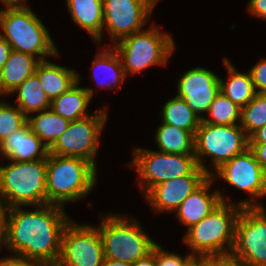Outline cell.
I'll list each match as a JSON object with an SVG mask.
<instances>
[{
  "mask_svg": "<svg viewBox=\"0 0 266 266\" xmlns=\"http://www.w3.org/2000/svg\"><path fill=\"white\" fill-rule=\"evenodd\" d=\"M249 143H265L266 144V124L255 131L249 137Z\"/></svg>",
  "mask_w": 266,
  "mask_h": 266,
  "instance_id": "obj_41",
  "label": "cell"
},
{
  "mask_svg": "<svg viewBox=\"0 0 266 266\" xmlns=\"http://www.w3.org/2000/svg\"><path fill=\"white\" fill-rule=\"evenodd\" d=\"M104 49L101 51L102 53H97L95 57V61L92 60V68L95 69L93 74V78L97 81L98 84L102 87L103 85L106 88H115L118 84L120 85L126 78V74L122 65L121 58L116 50H113V47L110 46L109 48H105V45L103 46ZM98 69L99 74L100 72L106 75V79H109L108 82L104 79H101L103 81H100V75H98V72L96 71ZM105 72V73H104ZM99 79V80H98ZM120 82V83H119Z\"/></svg>",
  "mask_w": 266,
  "mask_h": 266,
  "instance_id": "obj_26",
  "label": "cell"
},
{
  "mask_svg": "<svg viewBox=\"0 0 266 266\" xmlns=\"http://www.w3.org/2000/svg\"><path fill=\"white\" fill-rule=\"evenodd\" d=\"M241 209L238 204L221 202L209 215L188 228L183 241L198 261L230 257L235 243L236 219Z\"/></svg>",
  "mask_w": 266,
  "mask_h": 266,
  "instance_id": "obj_2",
  "label": "cell"
},
{
  "mask_svg": "<svg viewBox=\"0 0 266 266\" xmlns=\"http://www.w3.org/2000/svg\"><path fill=\"white\" fill-rule=\"evenodd\" d=\"M97 111L94 115L71 121L68 128L49 148L50 154L77 157L89 161L96 168L99 137L107 120V111Z\"/></svg>",
  "mask_w": 266,
  "mask_h": 266,
  "instance_id": "obj_11",
  "label": "cell"
},
{
  "mask_svg": "<svg viewBox=\"0 0 266 266\" xmlns=\"http://www.w3.org/2000/svg\"><path fill=\"white\" fill-rule=\"evenodd\" d=\"M20 207L9 208L5 247L16 256L55 266L61 253L64 230L71 221L64 207L38 205L34 211Z\"/></svg>",
  "mask_w": 266,
  "mask_h": 266,
  "instance_id": "obj_1",
  "label": "cell"
},
{
  "mask_svg": "<svg viewBox=\"0 0 266 266\" xmlns=\"http://www.w3.org/2000/svg\"><path fill=\"white\" fill-rule=\"evenodd\" d=\"M0 266H48L40 260H32L20 256H12L0 259Z\"/></svg>",
  "mask_w": 266,
  "mask_h": 266,
  "instance_id": "obj_34",
  "label": "cell"
},
{
  "mask_svg": "<svg viewBox=\"0 0 266 266\" xmlns=\"http://www.w3.org/2000/svg\"><path fill=\"white\" fill-rule=\"evenodd\" d=\"M198 260L189 253L186 257L165 251L160 245H156L157 266H194Z\"/></svg>",
  "mask_w": 266,
  "mask_h": 266,
  "instance_id": "obj_32",
  "label": "cell"
},
{
  "mask_svg": "<svg viewBox=\"0 0 266 266\" xmlns=\"http://www.w3.org/2000/svg\"><path fill=\"white\" fill-rule=\"evenodd\" d=\"M40 61L28 54L12 50L0 71V95H10L25 79L35 73Z\"/></svg>",
  "mask_w": 266,
  "mask_h": 266,
  "instance_id": "obj_19",
  "label": "cell"
},
{
  "mask_svg": "<svg viewBox=\"0 0 266 266\" xmlns=\"http://www.w3.org/2000/svg\"><path fill=\"white\" fill-rule=\"evenodd\" d=\"M213 180L214 178L210 176L175 210V212L177 211V218L188 228L209 215L218 204L225 202V198L220 191L216 190L209 194L208 191Z\"/></svg>",
  "mask_w": 266,
  "mask_h": 266,
  "instance_id": "obj_18",
  "label": "cell"
},
{
  "mask_svg": "<svg viewBox=\"0 0 266 266\" xmlns=\"http://www.w3.org/2000/svg\"><path fill=\"white\" fill-rule=\"evenodd\" d=\"M119 215L102 216L98 230L103 242L105 258L134 263L147 256L157 245L143 231L134 218ZM133 220V221H132Z\"/></svg>",
  "mask_w": 266,
  "mask_h": 266,
  "instance_id": "obj_6",
  "label": "cell"
},
{
  "mask_svg": "<svg viewBox=\"0 0 266 266\" xmlns=\"http://www.w3.org/2000/svg\"><path fill=\"white\" fill-rule=\"evenodd\" d=\"M158 0H103L104 27L113 43L142 31Z\"/></svg>",
  "mask_w": 266,
  "mask_h": 266,
  "instance_id": "obj_14",
  "label": "cell"
},
{
  "mask_svg": "<svg viewBox=\"0 0 266 266\" xmlns=\"http://www.w3.org/2000/svg\"><path fill=\"white\" fill-rule=\"evenodd\" d=\"M162 116V123L190 131L193 135H195L202 120L185 100L178 96L169 99L164 104Z\"/></svg>",
  "mask_w": 266,
  "mask_h": 266,
  "instance_id": "obj_28",
  "label": "cell"
},
{
  "mask_svg": "<svg viewBox=\"0 0 266 266\" xmlns=\"http://www.w3.org/2000/svg\"><path fill=\"white\" fill-rule=\"evenodd\" d=\"M0 36L12 50L46 61L47 55L58 56V50L47 28L28 7L6 8L0 11Z\"/></svg>",
  "mask_w": 266,
  "mask_h": 266,
  "instance_id": "obj_4",
  "label": "cell"
},
{
  "mask_svg": "<svg viewBox=\"0 0 266 266\" xmlns=\"http://www.w3.org/2000/svg\"><path fill=\"white\" fill-rule=\"evenodd\" d=\"M224 65L227 66V82L219 79L220 91L239 107L246 106L257 94L250 72L240 73L236 71L230 61L224 57Z\"/></svg>",
  "mask_w": 266,
  "mask_h": 266,
  "instance_id": "obj_23",
  "label": "cell"
},
{
  "mask_svg": "<svg viewBox=\"0 0 266 266\" xmlns=\"http://www.w3.org/2000/svg\"><path fill=\"white\" fill-rule=\"evenodd\" d=\"M73 21L100 43L103 38V0H67Z\"/></svg>",
  "mask_w": 266,
  "mask_h": 266,
  "instance_id": "obj_21",
  "label": "cell"
},
{
  "mask_svg": "<svg viewBox=\"0 0 266 266\" xmlns=\"http://www.w3.org/2000/svg\"><path fill=\"white\" fill-rule=\"evenodd\" d=\"M249 148L253 151L258 163L266 171V144L249 143Z\"/></svg>",
  "mask_w": 266,
  "mask_h": 266,
  "instance_id": "obj_36",
  "label": "cell"
},
{
  "mask_svg": "<svg viewBox=\"0 0 266 266\" xmlns=\"http://www.w3.org/2000/svg\"><path fill=\"white\" fill-rule=\"evenodd\" d=\"M204 264L205 266H246L244 263L234 260L231 257L206 259L204 260Z\"/></svg>",
  "mask_w": 266,
  "mask_h": 266,
  "instance_id": "obj_38",
  "label": "cell"
},
{
  "mask_svg": "<svg viewBox=\"0 0 266 266\" xmlns=\"http://www.w3.org/2000/svg\"><path fill=\"white\" fill-rule=\"evenodd\" d=\"M208 113L211 118L203 116L202 121L212 125H236L241 121V107L233 103L221 91L215 96Z\"/></svg>",
  "mask_w": 266,
  "mask_h": 266,
  "instance_id": "obj_29",
  "label": "cell"
},
{
  "mask_svg": "<svg viewBox=\"0 0 266 266\" xmlns=\"http://www.w3.org/2000/svg\"><path fill=\"white\" fill-rule=\"evenodd\" d=\"M209 177L210 175L199 167L191 175L153 186L143 197L150 202L152 209L156 212L167 211L171 213Z\"/></svg>",
  "mask_w": 266,
  "mask_h": 266,
  "instance_id": "obj_16",
  "label": "cell"
},
{
  "mask_svg": "<svg viewBox=\"0 0 266 266\" xmlns=\"http://www.w3.org/2000/svg\"><path fill=\"white\" fill-rule=\"evenodd\" d=\"M155 139L159 152L194 155V135L190 131L162 123L157 128Z\"/></svg>",
  "mask_w": 266,
  "mask_h": 266,
  "instance_id": "obj_24",
  "label": "cell"
},
{
  "mask_svg": "<svg viewBox=\"0 0 266 266\" xmlns=\"http://www.w3.org/2000/svg\"><path fill=\"white\" fill-rule=\"evenodd\" d=\"M17 92L16 105L27 117L29 113L50 109L51 100L42 89L35 73L25 79L11 94Z\"/></svg>",
  "mask_w": 266,
  "mask_h": 266,
  "instance_id": "obj_25",
  "label": "cell"
},
{
  "mask_svg": "<svg viewBox=\"0 0 266 266\" xmlns=\"http://www.w3.org/2000/svg\"><path fill=\"white\" fill-rule=\"evenodd\" d=\"M216 175L223 178L230 185L251 195L252 199L240 201L239 206L242 208L263 207L255 200L258 197L266 196V171L258 163L250 148L223 163L210 176L214 178Z\"/></svg>",
  "mask_w": 266,
  "mask_h": 266,
  "instance_id": "obj_13",
  "label": "cell"
},
{
  "mask_svg": "<svg viewBox=\"0 0 266 266\" xmlns=\"http://www.w3.org/2000/svg\"><path fill=\"white\" fill-rule=\"evenodd\" d=\"M42 89L52 101L68 91L79 79V74L74 70L53 64L49 61L40 62L35 70Z\"/></svg>",
  "mask_w": 266,
  "mask_h": 266,
  "instance_id": "obj_20",
  "label": "cell"
},
{
  "mask_svg": "<svg viewBox=\"0 0 266 266\" xmlns=\"http://www.w3.org/2000/svg\"><path fill=\"white\" fill-rule=\"evenodd\" d=\"M0 1H2L6 5V8H16V7H26V5L22 3H26L25 1L27 0H0Z\"/></svg>",
  "mask_w": 266,
  "mask_h": 266,
  "instance_id": "obj_42",
  "label": "cell"
},
{
  "mask_svg": "<svg viewBox=\"0 0 266 266\" xmlns=\"http://www.w3.org/2000/svg\"><path fill=\"white\" fill-rule=\"evenodd\" d=\"M96 168L87 160L48 154L47 204L63 207L87 195L96 183Z\"/></svg>",
  "mask_w": 266,
  "mask_h": 266,
  "instance_id": "obj_3",
  "label": "cell"
},
{
  "mask_svg": "<svg viewBox=\"0 0 266 266\" xmlns=\"http://www.w3.org/2000/svg\"><path fill=\"white\" fill-rule=\"evenodd\" d=\"M0 200V248L5 247L6 240V228H7V217L6 213L9 211V207Z\"/></svg>",
  "mask_w": 266,
  "mask_h": 266,
  "instance_id": "obj_35",
  "label": "cell"
},
{
  "mask_svg": "<svg viewBox=\"0 0 266 266\" xmlns=\"http://www.w3.org/2000/svg\"><path fill=\"white\" fill-rule=\"evenodd\" d=\"M102 266H132V263L122 262V261H115L108 258L104 259Z\"/></svg>",
  "mask_w": 266,
  "mask_h": 266,
  "instance_id": "obj_43",
  "label": "cell"
},
{
  "mask_svg": "<svg viewBox=\"0 0 266 266\" xmlns=\"http://www.w3.org/2000/svg\"><path fill=\"white\" fill-rule=\"evenodd\" d=\"M12 51L10 44L0 36V71Z\"/></svg>",
  "mask_w": 266,
  "mask_h": 266,
  "instance_id": "obj_39",
  "label": "cell"
},
{
  "mask_svg": "<svg viewBox=\"0 0 266 266\" xmlns=\"http://www.w3.org/2000/svg\"><path fill=\"white\" fill-rule=\"evenodd\" d=\"M47 159L0 166V200L13 206L46 205Z\"/></svg>",
  "mask_w": 266,
  "mask_h": 266,
  "instance_id": "obj_5",
  "label": "cell"
},
{
  "mask_svg": "<svg viewBox=\"0 0 266 266\" xmlns=\"http://www.w3.org/2000/svg\"><path fill=\"white\" fill-rule=\"evenodd\" d=\"M79 81L68 91L51 101L50 109L64 119L71 121L88 117L87 107L93 97L91 88H80Z\"/></svg>",
  "mask_w": 266,
  "mask_h": 266,
  "instance_id": "obj_22",
  "label": "cell"
},
{
  "mask_svg": "<svg viewBox=\"0 0 266 266\" xmlns=\"http://www.w3.org/2000/svg\"><path fill=\"white\" fill-rule=\"evenodd\" d=\"M248 11L258 18L266 19V0H249Z\"/></svg>",
  "mask_w": 266,
  "mask_h": 266,
  "instance_id": "obj_37",
  "label": "cell"
},
{
  "mask_svg": "<svg viewBox=\"0 0 266 266\" xmlns=\"http://www.w3.org/2000/svg\"><path fill=\"white\" fill-rule=\"evenodd\" d=\"M219 77L210 70L195 67L185 72L178 80L177 95L202 119L201 113L209 111L215 96L220 91Z\"/></svg>",
  "mask_w": 266,
  "mask_h": 266,
  "instance_id": "obj_15",
  "label": "cell"
},
{
  "mask_svg": "<svg viewBox=\"0 0 266 266\" xmlns=\"http://www.w3.org/2000/svg\"><path fill=\"white\" fill-rule=\"evenodd\" d=\"M113 49L119 54L127 76L130 72L135 74L153 65H166L175 44L169 33H162L154 24L148 30L124 37L116 42Z\"/></svg>",
  "mask_w": 266,
  "mask_h": 266,
  "instance_id": "obj_7",
  "label": "cell"
},
{
  "mask_svg": "<svg viewBox=\"0 0 266 266\" xmlns=\"http://www.w3.org/2000/svg\"><path fill=\"white\" fill-rule=\"evenodd\" d=\"M198 266H205L204 260L203 261H198Z\"/></svg>",
  "mask_w": 266,
  "mask_h": 266,
  "instance_id": "obj_44",
  "label": "cell"
},
{
  "mask_svg": "<svg viewBox=\"0 0 266 266\" xmlns=\"http://www.w3.org/2000/svg\"><path fill=\"white\" fill-rule=\"evenodd\" d=\"M130 162L141 178L143 196L155 185L193 174L198 168L195 155L168 154L135 148Z\"/></svg>",
  "mask_w": 266,
  "mask_h": 266,
  "instance_id": "obj_9",
  "label": "cell"
},
{
  "mask_svg": "<svg viewBox=\"0 0 266 266\" xmlns=\"http://www.w3.org/2000/svg\"><path fill=\"white\" fill-rule=\"evenodd\" d=\"M104 259L98 228L70 221L64 230L61 253L55 266H102Z\"/></svg>",
  "mask_w": 266,
  "mask_h": 266,
  "instance_id": "obj_12",
  "label": "cell"
},
{
  "mask_svg": "<svg viewBox=\"0 0 266 266\" xmlns=\"http://www.w3.org/2000/svg\"><path fill=\"white\" fill-rule=\"evenodd\" d=\"M249 148V137L240 124L212 125L201 123L194 135V155L200 168L212 175L207 169L203 156L211 157L213 167L218 169L223 163Z\"/></svg>",
  "mask_w": 266,
  "mask_h": 266,
  "instance_id": "obj_8",
  "label": "cell"
},
{
  "mask_svg": "<svg viewBox=\"0 0 266 266\" xmlns=\"http://www.w3.org/2000/svg\"><path fill=\"white\" fill-rule=\"evenodd\" d=\"M250 74L256 93L266 94V59H260L257 65L250 69Z\"/></svg>",
  "mask_w": 266,
  "mask_h": 266,
  "instance_id": "obj_33",
  "label": "cell"
},
{
  "mask_svg": "<svg viewBox=\"0 0 266 266\" xmlns=\"http://www.w3.org/2000/svg\"><path fill=\"white\" fill-rule=\"evenodd\" d=\"M0 153L11 161H35L47 159L49 148L26 123L0 142Z\"/></svg>",
  "mask_w": 266,
  "mask_h": 266,
  "instance_id": "obj_17",
  "label": "cell"
},
{
  "mask_svg": "<svg viewBox=\"0 0 266 266\" xmlns=\"http://www.w3.org/2000/svg\"><path fill=\"white\" fill-rule=\"evenodd\" d=\"M239 124L248 137L266 124V94L257 93L246 106L241 108Z\"/></svg>",
  "mask_w": 266,
  "mask_h": 266,
  "instance_id": "obj_30",
  "label": "cell"
},
{
  "mask_svg": "<svg viewBox=\"0 0 266 266\" xmlns=\"http://www.w3.org/2000/svg\"><path fill=\"white\" fill-rule=\"evenodd\" d=\"M132 266H157L156 265V246L153 248V251L150 254L134 262Z\"/></svg>",
  "mask_w": 266,
  "mask_h": 266,
  "instance_id": "obj_40",
  "label": "cell"
},
{
  "mask_svg": "<svg viewBox=\"0 0 266 266\" xmlns=\"http://www.w3.org/2000/svg\"><path fill=\"white\" fill-rule=\"evenodd\" d=\"M38 113L35 117L28 115L27 123L30 129L50 148L68 128L70 121L56 114L51 109Z\"/></svg>",
  "mask_w": 266,
  "mask_h": 266,
  "instance_id": "obj_27",
  "label": "cell"
},
{
  "mask_svg": "<svg viewBox=\"0 0 266 266\" xmlns=\"http://www.w3.org/2000/svg\"><path fill=\"white\" fill-rule=\"evenodd\" d=\"M230 257L246 266H266V212L264 207H243L235 225Z\"/></svg>",
  "mask_w": 266,
  "mask_h": 266,
  "instance_id": "obj_10",
  "label": "cell"
},
{
  "mask_svg": "<svg viewBox=\"0 0 266 266\" xmlns=\"http://www.w3.org/2000/svg\"><path fill=\"white\" fill-rule=\"evenodd\" d=\"M27 123V116L17 107L0 101V142Z\"/></svg>",
  "mask_w": 266,
  "mask_h": 266,
  "instance_id": "obj_31",
  "label": "cell"
}]
</instances>
